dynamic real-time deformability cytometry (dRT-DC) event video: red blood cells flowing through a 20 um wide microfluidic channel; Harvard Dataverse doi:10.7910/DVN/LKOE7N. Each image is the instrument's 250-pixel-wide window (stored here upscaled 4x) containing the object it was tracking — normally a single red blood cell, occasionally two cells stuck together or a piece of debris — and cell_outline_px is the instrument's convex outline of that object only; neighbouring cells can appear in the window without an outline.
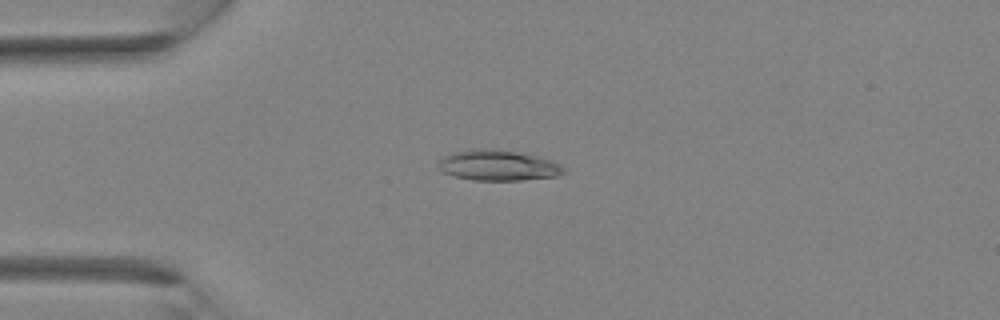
{"species": "Egyptian fruit bat (a non-hibernating species)", "species_latin": "Rousettus aegyptiacus", "temperature_condition": "room temperature", "stored_images_in_passage": 34, "camera_frame_rate_fps": 3000, "um_per_image_px": 0.085, "animal": {"sex": "female"}, "frame": {"image": 1, "passage_image": 7, "time_ms": 2.0, "image_size_px": [1000, 320], "cell_outline_px": [[568, 172], [556, 176], [520, 180], [472, 180], [452, 176], [440, 172], [436, 164], [444, 156], [452, 152], [496, 148], [536, 156], [552, 160], [560, 164]], "centroid_in_image_um": [42.32, 14.07], "position_along_channel_um": 42.7, "area_um2": 22.37}}
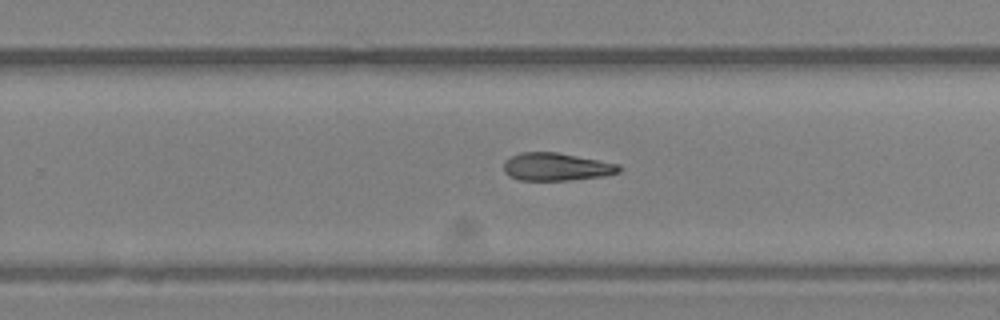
{"frame": {"image": 2, "passage_image": 21, "time_ms": 6.667, "image_size_px": [1000, 320], "cell_outline_px": [[620, 172], [604, 176], [568, 180], [520, 180], [508, 176], [504, 172], [504, 160], [520, 152], [556, 152], [620, 164]], "centroid_in_image_um": [47.27, 14.18], "position_along_channel_um": 282.5, "area_um2": 18.67}}
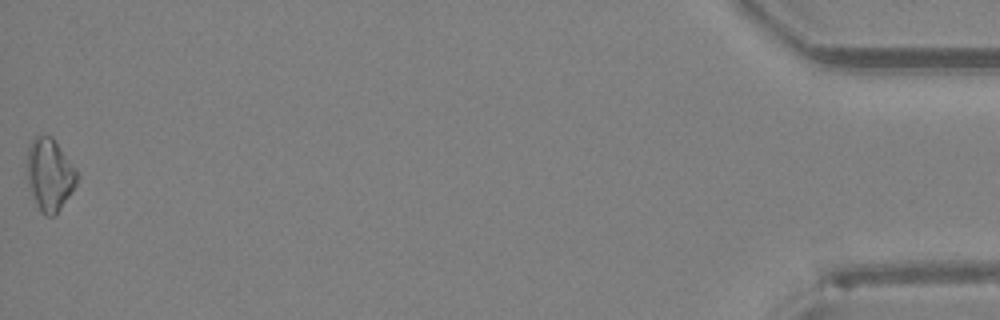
{"frame": {"image": 3, "passage_image": 34, "time_ms": 11.0, "image_size_px": [1000, 320], "cell_outline_px": [[80, 176], [76, 184], [60, 208], [52, 216], [44, 216], [40, 212], [32, 192], [28, 180], [28, 148], [32, 140], [36, 136], [52, 136], [76, 168]], "centroid_in_image_um": [4.25, 14.82], "position_along_channel_um": 430.9, "area_um2": 20.63}}